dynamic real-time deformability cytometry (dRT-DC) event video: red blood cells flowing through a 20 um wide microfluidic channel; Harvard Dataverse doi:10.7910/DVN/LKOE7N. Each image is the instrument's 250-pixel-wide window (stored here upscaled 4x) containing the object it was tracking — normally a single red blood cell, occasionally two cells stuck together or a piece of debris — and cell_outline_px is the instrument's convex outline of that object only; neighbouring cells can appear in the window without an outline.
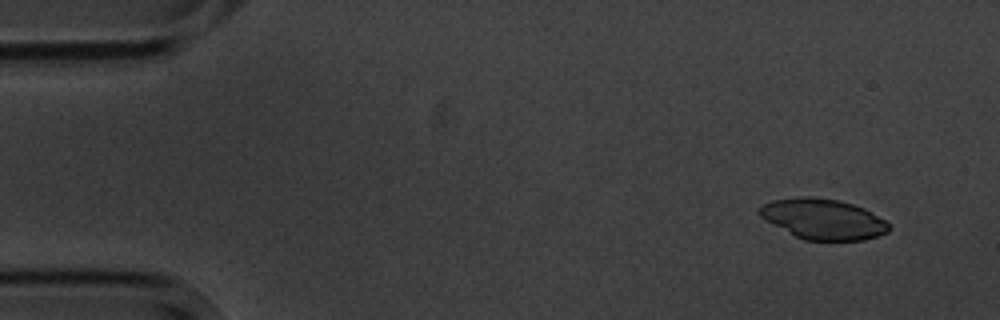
{"species": "common noctule bat (a hibernating species)", "species_latin": "Nyctalus noctula", "temperature_condition": "cold", "stored_images_in_passage": 4, "camera_frame_rate_fps": 3000, "um_per_image_px": 0.085, "animal": {"sex": "male", "body_mass_g": 20.1, "forearm_length_mm": 53.5}, "frame": {"image": 1, "passage_image": 1, "time_ms": 0.0, "image_size_px": [1000, 320], "cell_outline_px": [[892, 228], [888, 232], [864, 240], [804, 240], [796, 236], [760, 216], [756, 212], [764, 204], [772, 200], [800, 196], [812, 196], [840, 200], [864, 208], [884, 220]], "centroid_in_image_um": [69.98, 18.61], "position_along_channel_um": 15.0, "area_um2": 30.29}}